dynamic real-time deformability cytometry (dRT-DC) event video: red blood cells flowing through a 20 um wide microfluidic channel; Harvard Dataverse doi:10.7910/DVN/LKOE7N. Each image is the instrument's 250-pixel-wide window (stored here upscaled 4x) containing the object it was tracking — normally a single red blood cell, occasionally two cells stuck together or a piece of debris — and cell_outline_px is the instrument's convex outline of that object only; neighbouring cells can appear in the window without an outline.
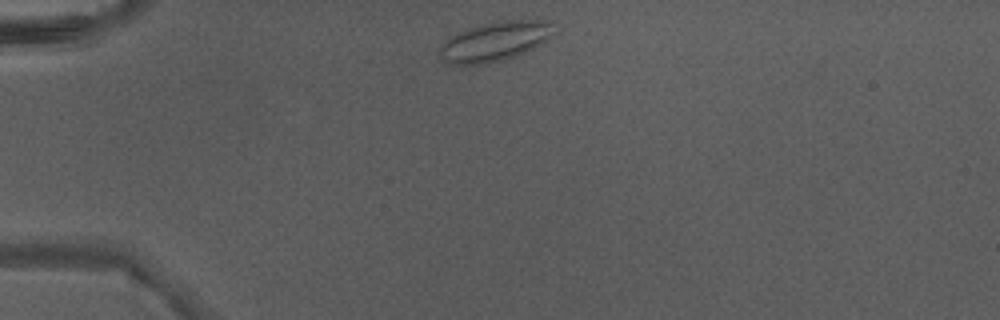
{"species": "Egyptian fruit bat (a non-hibernating species)", "species_latin": "Rousettus aegyptiacus", "temperature_condition": "warm", "stored_images_in_passage": 36, "camera_frame_rate_fps": 3000, "um_per_image_px": 0.085, "animal": {"sex": "male"}, "frame": {"image": 1, "passage_image": 1, "time_ms": 0.0, "image_size_px": [1000, 320], "cell_outline_px": [[552, 20], [548, 36], [540, 44], [524, 52], [500, 60], [484, 64], [448, 64], [440, 56], [436, 48], [440, 44], [456, 32], [464, 28], [492, 20]], "centroid_in_image_um": [41.93, 3.49], "position_along_channel_um": 43.1, "area_um2": 26.18}}
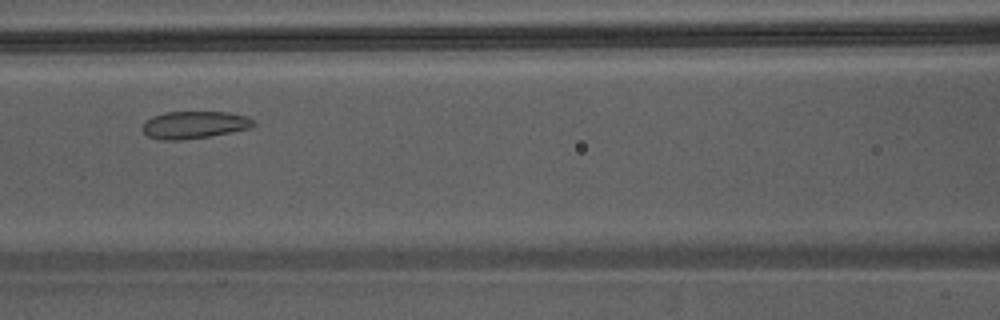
{"frame": {"image": 2, "passage_image": 11, "time_ms": 3.333, "image_size_px": [1000, 320], "cell_outline_px": [[256, 124], [248, 128], [208, 136], [184, 140], [160, 140], [148, 136], [140, 128], [144, 120], [152, 116], [164, 112], [228, 112], [244, 116], [252, 120]], "centroid_in_image_um": [16.41, 10.61], "position_along_channel_um": 150.2, "area_um2": 17.63}}
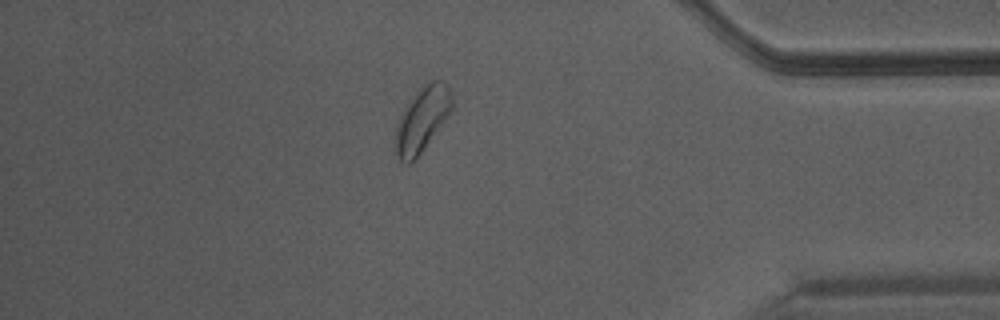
{"frame": {"image": 3, "passage_image": 30, "time_ms": 9.667, "image_size_px": [1000, 320], "cell_outline_px": [[452, 108], [420, 152], [408, 164], [404, 164], [396, 156], [396, 124], [404, 108], [416, 92], [420, 88], [432, 80], [440, 80], [448, 88], [452, 96]], "centroid_in_image_um": [35.84, 10.13], "position_along_channel_um": 399.4, "area_um2": 20.35}}